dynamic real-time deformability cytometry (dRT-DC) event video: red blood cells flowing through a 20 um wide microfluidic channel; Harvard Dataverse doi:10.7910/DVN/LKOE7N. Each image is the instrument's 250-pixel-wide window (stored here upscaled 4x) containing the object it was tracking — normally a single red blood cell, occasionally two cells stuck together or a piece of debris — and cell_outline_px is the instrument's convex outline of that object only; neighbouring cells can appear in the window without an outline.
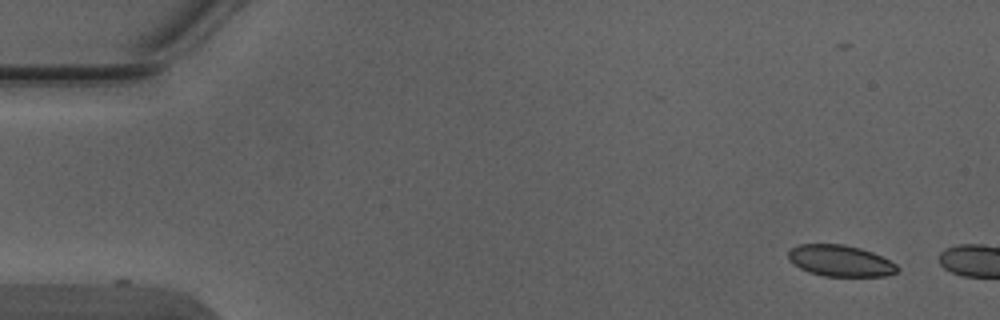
{"species": "Egyptian fruit bat (a non-hibernating species)", "species_latin": "Rousettus aegyptiacus", "temperature_condition": "warm", "stored_images_in_passage": 3, "camera_frame_rate_fps": 3000, "um_per_image_px": 0.085, "animal": {"sex": "male"}, "frame": {"image": 1, "passage_image": 1, "time_ms": 0.0, "image_size_px": [1000, 320], "cell_outline_px": [[900, 268], [896, 272], [888, 276], [824, 276], [808, 272], [800, 268], [788, 260], [788, 252], [792, 248], [800, 244], [844, 244], [860, 248], [872, 252], [896, 264]], "centroid_in_image_um": [71.41, 22.17], "position_along_channel_um": 13.6, "area_um2": 19.88}}